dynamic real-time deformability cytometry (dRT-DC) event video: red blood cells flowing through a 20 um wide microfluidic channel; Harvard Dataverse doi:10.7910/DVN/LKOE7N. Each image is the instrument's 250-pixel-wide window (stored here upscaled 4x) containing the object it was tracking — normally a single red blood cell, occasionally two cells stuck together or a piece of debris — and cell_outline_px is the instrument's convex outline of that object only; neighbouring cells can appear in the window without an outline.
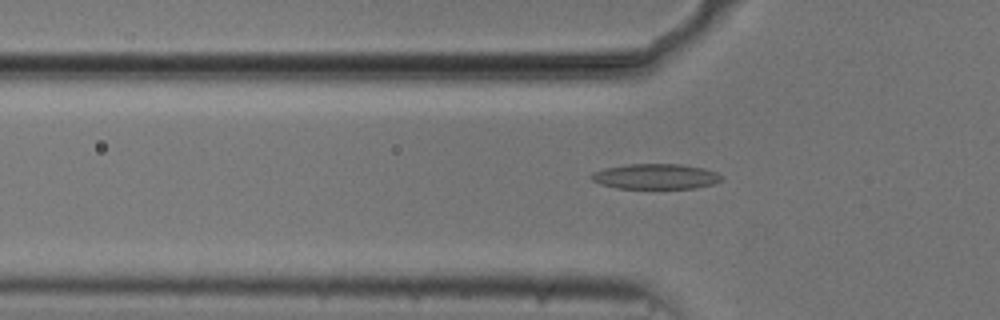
{"species": "common noctule bat (a hibernating species)", "species_latin": "Nyctalus noctula", "temperature_condition": "cold", "stored_images_in_passage": 49, "camera_frame_rate_fps": 3000, "um_per_image_px": 0.085, "animal": {"sex": "male", "body_mass_g": 20.5, "forearm_length_mm": 52.5}, "frame": {"image": 1, "passage_image": 17, "time_ms": 5.333, "image_size_px": [1000, 320], "cell_outline_px": [[724, 180], [712, 184], [696, 188], [616, 188], [600, 184], [592, 180], [588, 176], [592, 172], [604, 168], [628, 164], [680, 164], [704, 168], [716, 172], [724, 176]], "centroid_in_image_um": [55.73, 15.0], "position_along_channel_um": 70.1, "area_um2": 19.36}}
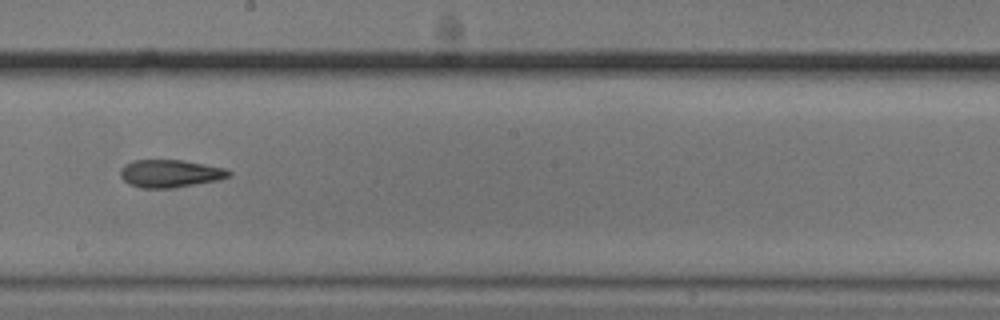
{"frame": {"image": 2, "passage_image": 30, "time_ms": 9.667, "image_size_px": [1000, 320], "cell_outline_px": [[232, 176], [220, 180], [172, 188], [140, 188], [128, 184], [120, 176], [120, 168], [124, 164], [132, 160], [184, 160], [228, 168], [232, 172]], "centroid_in_image_um": [14.49, 14.74], "position_along_channel_um": 233.7, "area_um2": 17.92}}
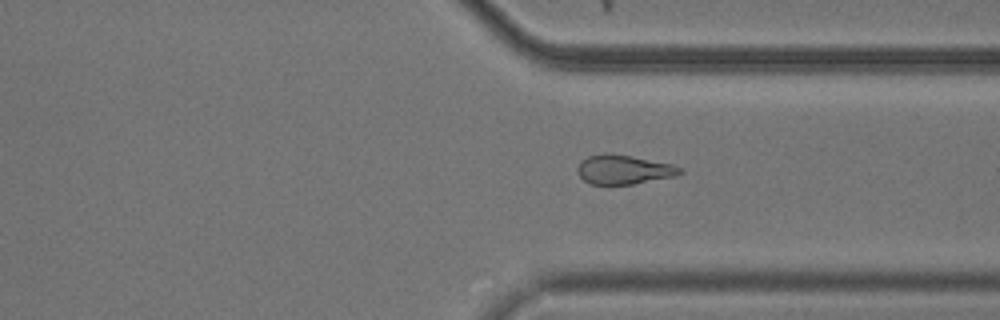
{"frame": {"image": 3, "passage_image": 40, "time_ms": 13.0, "image_size_px": [1000, 320], "cell_outline_px": [[684, 172], [676, 176], [632, 184], [592, 184], [584, 180], [576, 172], [576, 168], [580, 160], [588, 156], [604, 152], [632, 156], [672, 164], [684, 168]], "centroid_in_image_um": [53.01, 14.4], "position_along_channel_um": 358.4, "area_um2": 17.69}, "authors_computed_cell_mechanics": {"area_um2": 18.1492, "velocity_mm_per_s": 3.7512, "shape_relaxation_time_tau1_ms": 4.446, "shape_relaxation_time_tau2_ms": 2.8377, "deformation_change_tau1": 0.1193, "deformation_change_tau2": 0.1099}}